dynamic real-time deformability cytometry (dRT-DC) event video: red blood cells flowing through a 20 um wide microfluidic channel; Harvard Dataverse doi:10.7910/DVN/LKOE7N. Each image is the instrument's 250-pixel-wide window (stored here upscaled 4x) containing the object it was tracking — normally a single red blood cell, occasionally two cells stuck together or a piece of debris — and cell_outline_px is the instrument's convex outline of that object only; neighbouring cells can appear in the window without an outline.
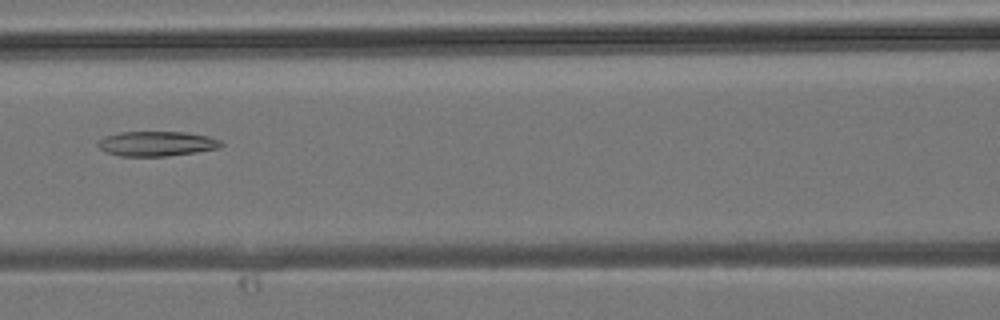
{"species": "common noctule bat (a hibernating species)", "species_latin": "Nyctalus noctula", "temperature_condition": "room temperature", "stored_images_in_passage": 34, "camera_frame_rate_fps": 3000, "um_per_image_px": 0.085, "animal": {"sex": "male", "body_mass_g": 19.2, "forearm_length_mm": 51.8}, "frame": {"image": 1, "passage_image": 13, "time_ms": 4.0, "image_size_px": [1000, 320], "cell_outline_px": [[224, 144], [220, 148], [196, 152], [168, 156], [120, 156], [104, 152], [96, 144], [96, 140], [104, 136], [120, 132], [184, 132], [208, 136], [220, 140]], "centroid_in_image_um": [13.28, 12.21], "position_along_channel_um": 153.3, "area_um2": 18.03}}
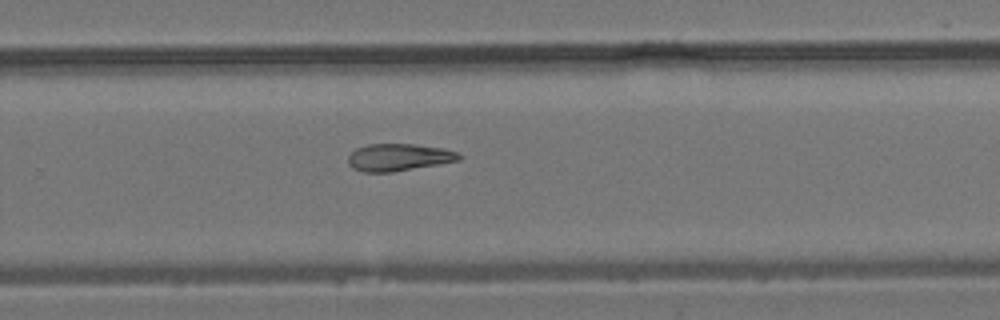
{"frame": {"image": 2, "passage_image": 21, "time_ms": 6.667, "image_size_px": [1000, 320], "cell_outline_px": [[460, 160], [392, 172], [364, 172], [352, 168], [348, 164], [348, 156], [356, 148], [368, 144], [416, 144], [444, 148], [456, 152], [460, 156]], "centroid_in_image_um": [33.85, 13.36], "position_along_channel_um": 295.9, "area_um2": 17.51}}
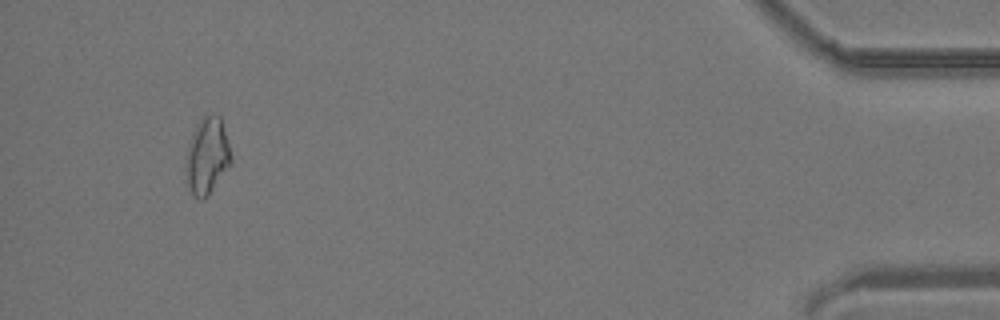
{"frame": {"image": 3, "passage_image": 32, "time_ms": 10.333, "image_size_px": [1000, 320], "cell_outline_px": [[232, 164], [208, 196], [200, 200], [196, 200], [192, 196], [188, 188], [184, 168], [184, 156], [192, 132], [196, 124], [204, 116], [212, 112], [220, 116], [228, 140], [232, 156]], "centroid_in_image_um": [17.58, 13.29], "position_along_channel_um": 417.6, "area_um2": 21.04}}